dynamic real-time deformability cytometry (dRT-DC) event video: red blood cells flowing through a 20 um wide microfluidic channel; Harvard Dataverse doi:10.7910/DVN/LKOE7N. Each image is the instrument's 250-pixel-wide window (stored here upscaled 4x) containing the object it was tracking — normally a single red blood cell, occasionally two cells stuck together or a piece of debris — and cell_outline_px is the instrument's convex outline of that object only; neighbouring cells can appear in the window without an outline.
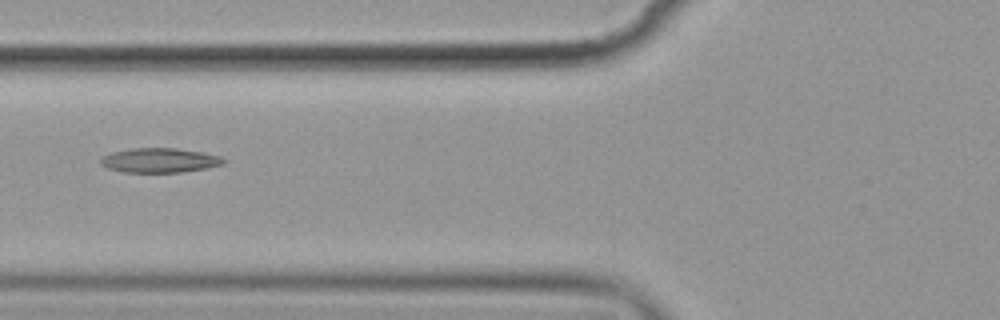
{"species": "common noctule bat (a hibernating species)", "species_latin": "Nyctalus noctula", "temperature_condition": "cold", "stored_images_in_passage": 15, "camera_frame_rate_fps": 3000, "um_per_image_px": 0.085, "animal": {"sex": "female", "body_mass_g": 19.9}, "frame": {"image": 1, "passage_image": 6, "time_ms": 6.667, "image_size_px": [1000, 320], "cell_outline_px": [[228, 160], [224, 164], [204, 168], [180, 172], [124, 172], [108, 168], [100, 164], [100, 156], [112, 152], [132, 148], [176, 148], [200, 152], [220, 156]], "centroid_in_image_um": [13.54, 13.62], "position_along_channel_um": 112.3, "area_um2": 17.51}}
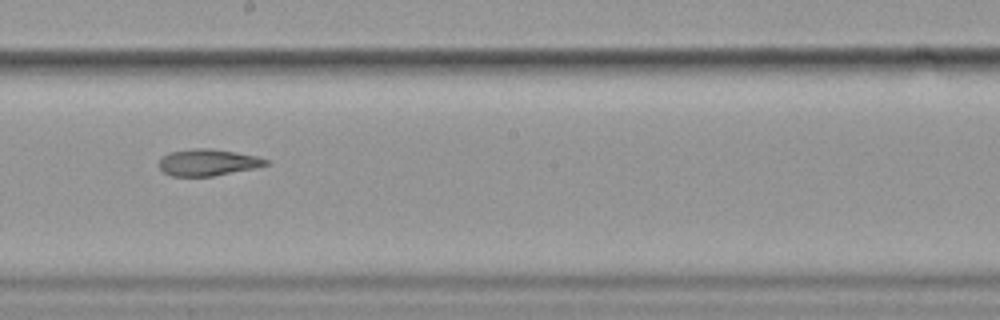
{"frame": {"image": 2, "passage_image": 9, "time_ms": 10.0, "image_size_px": [1000, 320], "cell_outline_px": [[268, 164], [256, 168], [212, 176], [172, 176], [164, 172], [160, 168], [160, 160], [168, 152], [192, 148], [212, 148], [236, 152], [256, 156], [268, 160]], "centroid_in_image_um": [17.67, 13.8], "position_along_channel_um": 230.5, "area_um2": 16.53}}
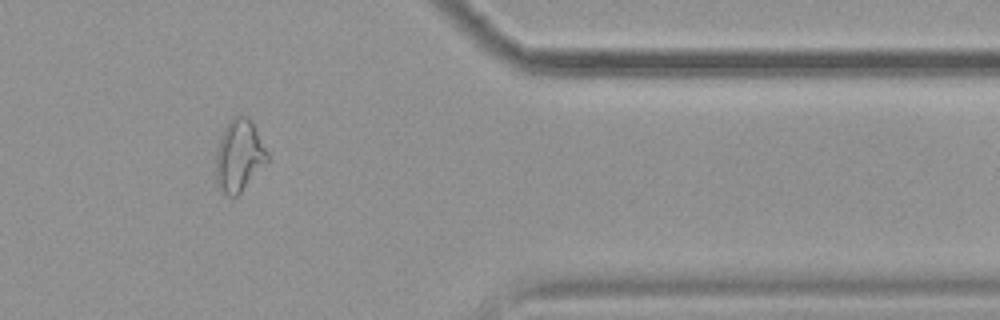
{"frame": {"image": 3, "passage_image": 13, "time_ms": 15.0, "image_size_px": [1000, 320], "cell_outline_px": [[268, 160], [240, 192], [236, 196], [228, 196], [216, 184], [216, 152], [220, 136], [228, 120], [240, 112], [248, 116], [256, 128], [268, 152]], "centroid_in_image_um": [20.31, 13.16], "position_along_channel_um": 391.1, "area_um2": 21.62}, "authors_computed_cell_mechanics": {"area_um2": 18.8428, "velocity_mm_per_s": 3.5536, "shape_relaxation_time_tau1_ms": 7.4215, "shape_relaxation_time_tau2_ms": 2.8527, "deformation_change_tau1": 0.1691, "deformation_change_tau2": 0.0907}}